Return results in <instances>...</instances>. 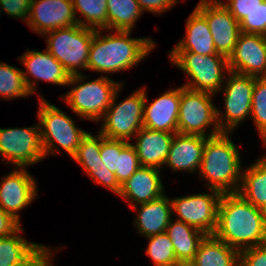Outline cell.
<instances>
[{"label":"cell","instance_id":"6da1fadb","mask_svg":"<svg viewBox=\"0 0 266 266\" xmlns=\"http://www.w3.org/2000/svg\"><path fill=\"white\" fill-rule=\"evenodd\" d=\"M213 235L239 252L264 245L266 212L247 202L238 193L222 194Z\"/></svg>","mask_w":266,"mask_h":266},{"label":"cell","instance_id":"7a4b0ae2","mask_svg":"<svg viewBox=\"0 0 266 266\" xmlns=\"http://www.w3.org/2000/svg\"><path fill=\"white\" fill-rule=\"evenodd\" d=\"M94 30V36L89 50L88 70L102 74L118 73L135 67L146 58L156 46L152 38H132V31L109 30L102 34Z\"/></svg>","mask_w":266,"mask_h":266},{"label":"cell","instance_id":"3957f363","mask_svg":"<svg viewBox=\"0 0 266 266\" xmlns=\"http://www.w3.org/2000/svg\"><path fill=\"white\" fill-rule=\"evenodd\" d=\"M222 132L205 141L199 174L208 181V188L221 194L237 193L242 177L239 149Z\"/></svg>","mask_w":266,"mask_h":266},{"label":"cell","instance_id":"277c9868","mask_svg":"<svg viewBox=\"0 0 266 266\" xmlns=\"http://www.w3.org/2000/svg\"><path fill=\"white\" fill-rule=\"evenodd\" d=\"M85 79L82 73L71 75L67 86L71 85L72 89L61 98L79 118L100 123L112 103L115 92L124 82L113 81L106 75L87 82Z\"/></svg>","mask_w":266,"mask_h":266},{"label":"cell","instance_id":"5b68a950","mask_svg":"<svg viewBox=\"0 0 266 266\" xmlns=\"http://www.w3.org/2000/svg\"><path fill=\"white\" fill-rule=\"evenodd\" d=\"M39 96L37 118L40 121L38 124L45 157L57 152L61 153L57 144L72 157L87 131L76 127L70 116L54 104L49 103L43 96Z\"/></svg>","mask_w":266,"mask_h":266},{"label":"cell","instance_id":"8992f818","mask_svg":"<svg viewBox=\"0 0 266 266\" xmlns=\"http://www.w3.org/2000/svg\"><path fill=\"white\" fill-rule=\"evenodd\" d=\"M168 55L172 64L190 76L188 82L182 85L183 87L212 94L222 90L225 74L229 72L227 57L205 56L195 52H169Z\"/></svg>","mask_w":266,"mask_h":266},{"label":"cell","instance_id":"52a82bcc","mask_svg":"<svg viewBox=\"0 0 266 266\" xmlns=\"http://www.w3.org/2000/svg\"><path fill=\"white\" fill-rule=\"evenodd\" d=\"M46 35V36H45ZM47 51L60 62L71 75L88 70L89 50L94 36V29L75 24L59 28L44 34Z\"/></svg>","mask_w":266,"mask_h":266},{"label":"cell","instance_id":"ba28073f","mask_svg":"<svg viewBox=\"0 0 266 266\" xmlns=\"http://www.w3.org/2000/svg\"><path fill=\"white\" fill-rule=\"evenodd\" d=\"M121 88L122 86L115 92L111 105L101 119L103 123L98 131L106 138L129 142L143 127L145 87L134 91L117 104Z\"/></svg>","mask_w":266,"mask_h":266},{"label":"cell","instance_id":"9c48e42d","mask_svg":"<svg viewBox=\"0 0 266 266\" xmlns=\"http://www.w3.org/2000/svg\"><path fill=\"white\" fill-rule=\"evenodd\" d=\"M214 95L181 86L178 133L200 135L206 138L222 133L217 123V108L212 101ZM209 126L213 127L212 131L206 133Z\"/></svg>","mask_w":266,"mask_h":266},{"label":"cell","instance_id":"30bf717a","mask_svg":"<svg viewBox=\"0 0 266 266\" xmlns=\"http://www.w3.org/2000/svg\"><path fill=\"white\" fill-rule=\"evenodd\" d=\"M224 88V111L216 109V117L221 132L233 133L251 115L254 81L256 77L229 71Z\"/></svg>","mask_w":266,"mask_h":266},{"label":"cell","instance_id":"8fae6325","mask_svg":"<svg viewBox=\"0 0 266 266\" xmlns=\"http://www.w3.org/2000/svg\"><path fill=\"white\" fill-rule=\"evenodd\" d=\"M0 157L15 168H26L45 158L39 124L33 127L0 128Z\"/></svg>","mask_w":266,"mask_h":266},{"label":"cell","instance_id":"7c38bea8","mask_svg":"<svg viewBox=\"0 0 266 266\" xmlns=\"http://www.w3.org/2000/svg\"><path fill=\"white\" fill-rule=\"evenodd\" d=\"M211 193H197L171 199L172 213L177 220L191 225L206 235H213L217 227L218 206L221 193L210 189Z\"/></svg>","mask_w":266,"mask_h":266},{"label":"cell","instance_id":"4fadbf2b","mask_svg":"<svg viewBox=\"0 0 266 266\" xmlns=\"http://www.w3.org/2000/svg\"><path fill=\"white\" fill-rule=\"evenodd\" d=\"M196 8L207 20L217 53L228 58L241 33L239 22L221 0H200Z\"/></svg>","mask_w":266,"mask_h":266},{"label":"cell","instance_id":"5bb4252c","mask_svg":"<svg viewBox=\"0 0 266 266\" xmlns=\"http://www.w3.org/2000/svg\"><path fill=\"white\" fill-rule=\"evenodd\" d=\"M36 184L35 178L25 168L13 169L1 179L0 208L21 223L18 212L37 198Z\"/></svg>","mask_w":266,"mask_h":266},{"label":"cell","instance_id":"9a60e30c","mask_svg":"<svg viewBox=\"0 0 266 266\" xmlns=\"http://www.w3.org/2000/svg\"><path fill=\"white\" fill-rule=\"evenodd\" d=\"M72 0H32L27 26L43 36L49 31L78 24Z\"/></svg>","mask_w":266,"mask_h":266},{"label":"cell","instance_id":"2e32d148","mask_svg":"<svg viewBox=\"0 0 266 266\" xmlns=\"http://www.w3.org/2000/svg\"><path fill=\"white\" fill-rule=\"evenodd\" d=\"M229 71L256 78L266 77V46L263 35L241 32L232 54Z\"/></svg>","mask_w":266,"mask_h":266},{"label":"cell","instance_id":"e0dca14e","mask_svg":"<svg viewBox=\"0 0 266 266\" xmlns=\"http://www.w3.org/2000/svg\"><path fill=\"white\" fill-rule=\"evenodd\" d=\"M27 69V73L22 70L25 85L33 95L36 92V82L46 81L53 85L66 86L70 79V74L63 65L58 62L46 49L44 51L28 50L18 59ZM33 76L31 81L29 76Z\"/></svg>","mask_w":266,"mask_h":266},{"label":"cell","instance_id":"ac0fdd59","mask_svg":"<svg viewBox=\"0 0 266 266\" xmlns=\"http://www.w3.org/2000/svg\"><path fill=\"white\" fill-rule=\"evenodd\" d=\"M101 133L98 131L97 136L87 134L81 139L80 146L72 156L84 172L98 185H102L119 195L121 185L116 179L114 173L109 171L101 160Z\"/></svg>","mask_w":266,"mask_h":266},{"label":"cell","instance_id":"d6986e66","mask_svg":"<svg viewBox=\"0 0 266 266\" xmlns=\"http://www.w3.org/2000/svg\"><path fill=\"white\" fill-rule=\"evenodd\" d=\"M146 93L145 88L143 127L173 134L178 133L181 87L165 91L151 103H148Z\"/></svg>","mask_w":266,"mask_h":266},{"label":"cell","instance_id":"ffe728a7","mask_svg":"<svg viewBox=\"0 0 266 266\" xmlns=\"http://www.w3.org/2000/svg\"><path fill=\"white\" fill-rule=\"evenodd\" d=\"M159 170L141 166L121 185L118 196L124 198L130 207L162 197L165 193Z\"/></svg>","mask_w":266,"mask_h":266},{"label":"cell","instance_id":"44dd1931","mask_svg":"<svg viewBox=\"0 0 266 266\" xmlns=\"http://www.w3.org/2000/svg\"><path fill=\"white\" fill-rule=\"evenodd\" d=\"M206 139L200 135L175 133L164 167L171 168L173 172L199 171Z\"/></svg>","mask_w":266,"mask_h":266},{"label":"cell","instance_id":"7402d4cb","mask_svg":"<svg viewBox=\"0 0 266 266\" xmlns=\"http://www.w3.org/2000/svg\"><path fill=\"white\" fill-rule=\"evenodd\" d=\"M173 133L142 127L135 135V147L142 167L161 169L167 160Z\"/></svg>","mask_w":266,"mask_h":266},{"label":"cell","instance_id":"603a6c76","mask_svg":"<svg viewBox=\"0 0 266 266\" xmlns=\"http://www.w3.org/2000/svg\"><path fill=\"white\" fill-rule=\"evenodd\" d=\"M131 207L138 212L134 225L145 237L164 233L172 217V203L165 194L153 201ZM138 210V211H137Z\"/></svg>","mask_w":266,"mask_h":266},{"label":"cell","instance_id":"cb8c5ba5","mask_svg":"<svg viewBox=\"0 0 266 266\" xmlns=\"http://www.w3.org/2000/svg\"><path fill=\"white\" fill-rule=\"evenodd\" d=\"M170 52H195L199 55L218 54L205 16L195 8L186 20V35Z\"/></svg>","mask_w":266,"mask_h":266},{"label":"cell","instance_id":"d4e9b609","mask_svg":"<svg viewBox=\"0 0 266 266\" xmlns=\"http://www.w3.org/2000/svg\"><path fill=\"white\" fill-rule=\"evenodd\" d=\"M22 227L13 234L0 238V266H33L48 249L44 245L28 242L21 236Z\"/></svg>","mask_w":266,"mask_h":266},{"label":"cell","instance_id":"484cf974","mask_svg":"<svg viewBox=\"0 0 266 266\" xmlns=\"http://www.w3.org/2000/svg\"><path fill=\"white\" fill-rule=\"evenodd\" d=\"M166 234L173 243L175 256L182 266H188L193 260L200 242L206 234L201 230L172 218L166 229Z\"/></svg>","mask_w":266,"mask_h":266},{"label":"cell","instance_id":"4316f807","mask_svg":"<svg viewBox=\"0 0 266 266\" xmlns=\"http://www.w3.org/2000/svg\"><path fill=\"white\" fill-rule=\"evenodd\" d=\"M188 266H239V251L214 235H206Z\"/></svg>","mask_w":266,"mask_h":266},{"label":"cell","instance_id":"83f0119b","mask_svg":"<svg viewBox=\"0 0 266 266\" xmlns=\"http://www.w3.org/2000/svg\"><path fill=\"white\" fill-rule=\"evenodd\" d=\"M237 193L258 209L266 212V160L258 159L242 170Z\"/></svg>","mask_w":266,"mask_h":266},{"label":"cell","instance_id":"f1b7e54d","mask_svg":"<svg viewBox=\"0 0 266 266\" xmlns=\"http://www.w3.org/2000/svg\"><path fill=\"white\" fill-rule=\"evenodd\" d=\"M143 13L137 0H107L105 31H131Z\"/></svg>","mask_w":266,"mask_h":266},{"label":"cell","instance_id":"f546056e","mask_svg":"<svg viewBox=\"0 0 266 266\" xmlns=\"http://www.w3.org/2000/svg\"><path fill=\"white\" fill-rule=\"evenodd\" d=\"M72 4L75 15L80 13L85 18H77L79 25L94 30H107V0H72Z\"/></svg>","mask_w":266,"mask_h":266},{"label":"cell","instance_id":"4dcf8cb0","mask_svg":"<svg viewBox=\"0 0 266 266\" xmlns=\"http://www.w3.org/2000/svg\"><path fill=\"white\" fill-rule=\"evenodd\" d=\"M28 91L22 69L0 62V98L12 100L19 97H28Z\"/></svg>","mask_w":266,"mask_h":266},{"label":"cell","instance_id":"1f68e13d","mask_svg":"<svg viewBox=\"0 0 266 266\" xmlns=\"http://www.w3.org/2000/svg\"><path fill=\"white\" fill-rule=\"evenodd\" d=\"M147 238L149 243L145 251L155 266H182L177 261L173 243L166 232Z\"/></svg>","mask_w":266,"mask_h":266},{"label":"cell","instance_id":"d6a6232c","mask_svg":"<svg viewBox=\"0 0 266 266\" xmlns=\"http://www.w3.org/2000/svg\"><path fill=\"white\" fill-rule=\"evenodd\" d=\"M250 117L259 135L266 131V77L255 78Z\"/></svg>","mask_w":266,"mask_h":266},{"label":"cell","instance_id":"836d02e7","mask_svg":"<svg viewBox=\"0 0 266 266\" xmlns=\"http://www.w3.org/2000/svg\"><path fill=\"white\" fill-rule=\"evenodd\" d=\"M141 167L135 147L131 142L120 152L118 170L115 176L120 185Z\"/></svg>","mask_w":266,"mask_h":266},{"label":"cell","instance_id":"e575fe53","mask_svg":"<svg viewBox=\"0 0 266 266\" xmlns=\"http://www.w3.org/2000/svg\"><path fill=\"white\" fill-rule=\"evenodd\" d=\"M130 142L124 140L106 138L101 134L100 155L105 167L115 174L118 170L120 152Z\"/></svg>","mask_w":266,"mask_h":266},{"label":"cell","instance_id":"d590c367","mask_svg":"<svg viewBox=\"0 0 266 266\" xmlns=\"http://www.w3.org/2000/svg\"><path fill=\"white\" fill-rule=\"evenodd\" d=\"M239 25L243 33L264 35L266 33V0L243 18Z\"/></svg>","mask_w":266,"mask_h":266},{"label":"cell","instance_id":"8d00e7d4","mask_svg":"<svg viewBox=\"0 0 266 266\" xmlns=\"http://www.w3.org/2000/svg\"><path fill=\"white\" fill-rule=\"evenodd\" d=\"M32 0H0V16L4 10L10 17L21 18L27 23Z\"/></svg>","mask_w":266,"mask_h":266},{"label":"cell","instance_id":"74e56055","mask_svg":"<svg viewBox=\"0 0 266 266\" xmlns=\"http://www.w3.org/2000/svg\"><path fill=\"white\" fill-rule=\"evenodd\" d=\"M264 0H227L221 3L230 11V13L240 22L249 15L255 8L260 6Z\"/></svg>","mask_w":266,"mask_h":266},{"label":"cell","instance_id":"f35d334b","mask_svg":"<svg viewBox=\"0 0 266 266\" xmlns=\"http://www.w3.org/2000/svg\"><path fill=\"white\" fill-rule=\"evenodd\" d=\"M239 266H266V244L241 250Z\"/></svg>","mask_w":266,"mask_h":266},{"label":"cell","instance_id":"ab89813d","mask_svg":"<svg viewBox=\"0 0 266 266\" xmlns=\"http://www.w3.org/2000/svg\"><path fill=\"white\" fill-rule=\"evenodd\" d=\"M141 10L151 12L155 15H161V13L171 9L178 0H137Z\"/></svg>","mask_w":266,"mask_h":266},{"label":"cell","instance_id":"60d3db41","mask_svg":"<svg viewBox=\"0 0 266 266\" xmlns=\"http://www.w3.org/2000/svg\"><path fill=\"white\" fill-rule=\"evenodd\" d=\"M20 227L18 221L0 208V238L13 234Z\"/></svg>","mask_w":266,"mask_h":266},{"label":"cell","instance_id":"b9f144b4","mask_svg":"<svg viewBox=\"0 0 266 266\" xmlns=\"http://www.w3.org/2000/svg\"><path fill=\"white\" fill-rule=\"evenodd\" d=\"M49 247L34 263L33 266H53L54 249ZM52 253V254H51Z\"/></svg>","mask_w":266,"mask_h":266},{"label":"cell","instance_id":"7bdbcfd3","mask_svg":"<svg viewBox=\"0 0 266 266\" xmlns=\"http://www.w3.org/2000/svg\"><path fill=\"white\" fill-rule=\"evenodd\" d=\"M260 137H261V140H262V142H263V146L265 147V146H266V131L263 132V133L260 135ZM260 158L266 160V155H264V156H262V157H260Z\"/></svg>","mask_w":266,"mask_h":266},{"label":"cell","instance_id":"ee69618b","mask_svg":"<svg viewBox=\"0 0 266 266\" xmlns=\"http://www.w3.org/2000/svg\"><path fill=\"white\" fill-rule=\"evenodd\" d=\"M264 37V43H265V46H266V33L263 35Z\"/></svg>","mask_w":266,"mask_h":266}]
</instances>
